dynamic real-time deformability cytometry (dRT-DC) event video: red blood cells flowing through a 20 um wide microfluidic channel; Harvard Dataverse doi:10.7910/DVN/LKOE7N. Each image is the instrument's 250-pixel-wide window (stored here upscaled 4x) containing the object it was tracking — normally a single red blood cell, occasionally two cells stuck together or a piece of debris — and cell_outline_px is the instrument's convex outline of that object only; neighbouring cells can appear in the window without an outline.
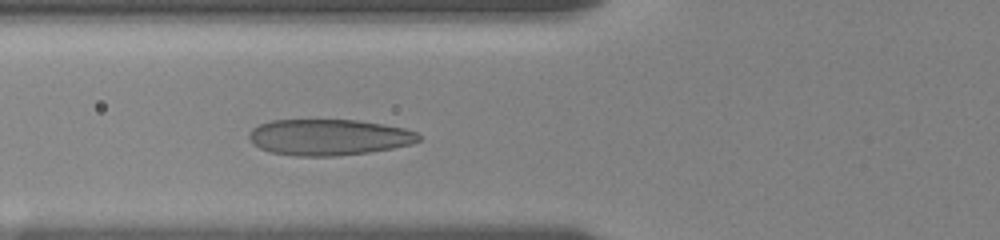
{"species": "human", "species_latin": "Homo sapiens", "temperature_condition": "room temperature", "stored_images_in_passage": 44, "camera_frame_rate_fps": 3000, "um_per_image_px": 0.085, "donor": {"sex": "female"}, "frame": {"image": 1, "passage_image": 16, "time_ms": 5.0, "image_size_px": [1000, 240], "cell_outline_px": [[420, 140], [412, 144], [392, 148], [368, 152], [336, 156], [296, 156], [272, 152], [260, 148], [252, 144], [248, 140], [248, 136], [252, 128], [260, 124], [272, 120], [356, 120], [404, 128], [416, 132], [420, 136]], "centroid_in_image_um": [27.92, 11.67], "position_along_channel_um": 97.9, "area_um2": 35.6}}
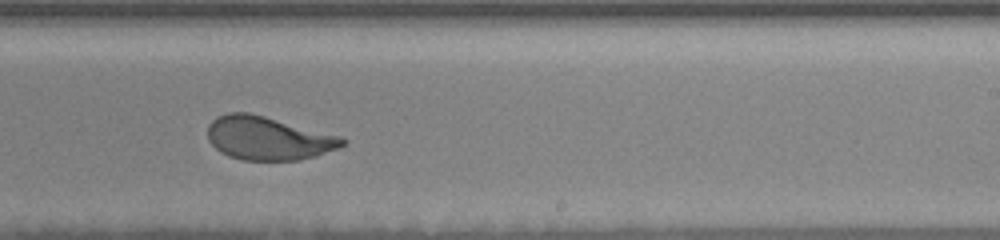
{"frame": {"image": 2, "passage_image": 30, "time_ms": 9.667, "image_size_px": [1000, 240], "cell_outline_px": [[348, 140], [340, 148], [316, 156], [300, 160], [244, 160], [228, 156], [220, 152], [208, 140], [208, 124], [216, 116], [228, 112], [248, 112], [264, 116], [340, 136]], "centroid_in_image_um": [22.78, 11.75], "position_along_channel_um": 266.2, "area_um2": 34.16}}
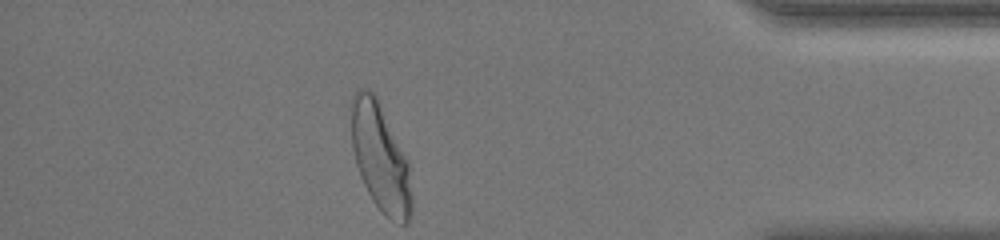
{"frame": {"image": 3, "passage_image": 44, "time_ms": 14.333, "image_size_px": [1000, 240], "cell_outline_px": [[412, 208], [408, 224], [400, 224], [384, 216], [372, 200], [360, 176], [356, 164], [352, 148], [352, 96], [356, 88], [368, 88], [376, 96], [408, 160], [412, 192]], "centroid_in_image_um": [32.34, 13.43], "position_along_channel_um": 402.9, "area_um2": 38.09}, "authors_computed_cell_mechanics": {"area_um2": 34.8823, "velocity_mm_per_s": 3.6023, "shape_relaxation_time_tau1_ms": 3.3499, "shape_relaxation_time_tau2_ms": null, "deformation_change_tau1": 0.1567, "deformation_change_tau2": null}}